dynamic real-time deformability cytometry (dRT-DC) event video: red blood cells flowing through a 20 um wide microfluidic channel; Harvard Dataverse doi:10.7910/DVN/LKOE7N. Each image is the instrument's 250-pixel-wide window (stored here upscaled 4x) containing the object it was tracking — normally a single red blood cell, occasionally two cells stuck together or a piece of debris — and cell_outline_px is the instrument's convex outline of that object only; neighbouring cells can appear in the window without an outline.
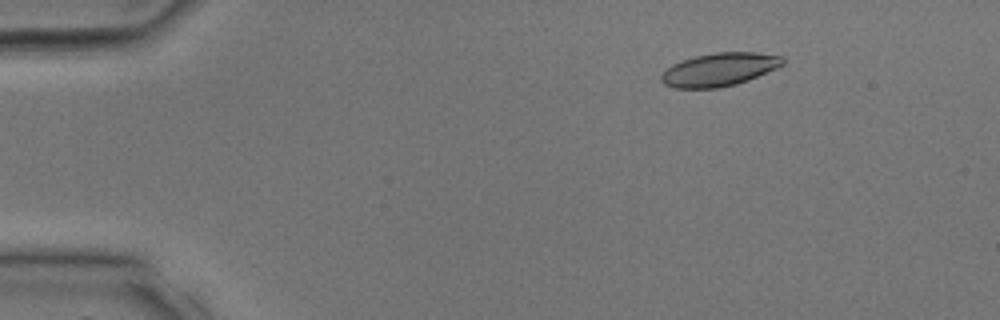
{"species": "common noctule bat (a hibernating species)", "species_latin": "Nyctalus noctula", "temperature_condition": "room temperature", "stored_images_in_passage": 31, "camera_frame_rate_fps": 3000, "um_per_image_px": 0.085, "animal": {"sex": "male", "body_mass_g": 17.9, "forearm_length_mm": 54.2}, "frame": {"image": 1, "passage_image": 4, "time_ms": 1.0, "image_size_px": [1000, 320], "cell_outline_px": [[784, 64], [776, 68], [748, 80], [736, 84], [720, 88], [672, 88], [664, 84], [660, 80], [660, 76], [672, 64], [680, 60], [696, 56], [716, 52], [756, 52], [784, 56]], "centroid_in_image_um": [61.14, 5.91], "position_along_channel_um": 23.9, "area_um2": 23.58}}
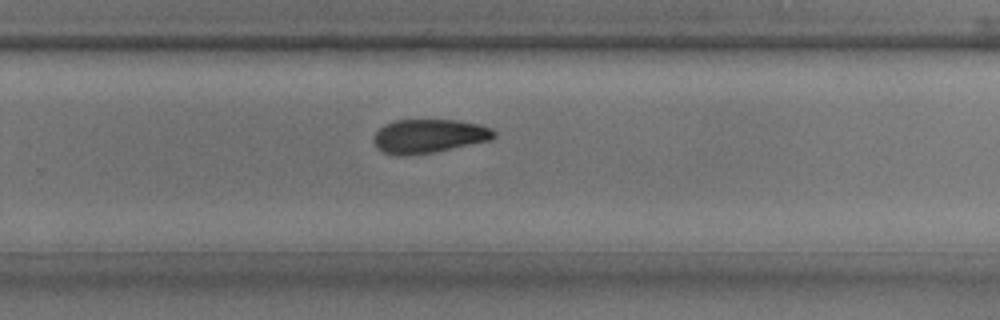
{"frame": {"image": 2, "passage_image": 21, "time_ms": 6.667, "image_size_px": [1000, 320], "cell_outline_px": [[496, 136], [488, 140], [432, 152], [408, 156], [396, 156], [380, 152], [376, 148], [372, 140], [372, 136], [384, 124], [396, 120], [456, 120], [476, 124], [492, 128], [496, 132]], "centroid_in_image_um": [36.36, 11.58], "position_along_channel_um": 293.4, "area_um2": 23.76}}
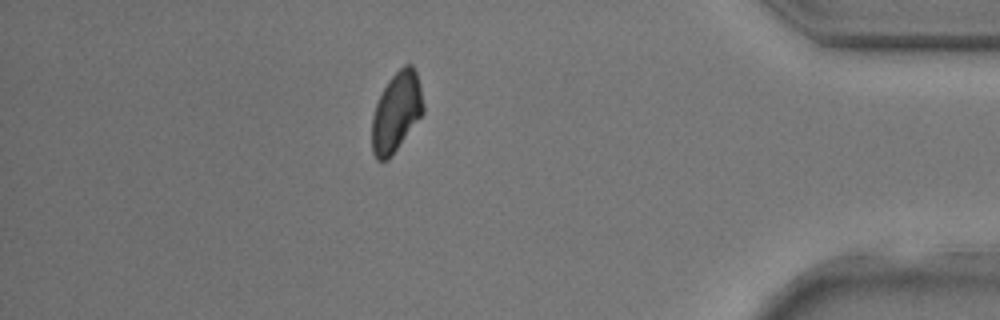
{"frame": {"image": 3, "passage_image": 28, "time_ms": 9.0, "image_size_px": [1000, 320], "cell_outline_px": [[424, 112], [388, 160], [376, 160], [372, 152], [372, 116], [376, 104], [388, 80], [404, 64], [412, 64], [416, 72], [420, 88], [424, 108]], "centroid_in_image_um": [33.68, 9.53], "position_along_channel_um": 401.5, "area_um2": 23.47}}